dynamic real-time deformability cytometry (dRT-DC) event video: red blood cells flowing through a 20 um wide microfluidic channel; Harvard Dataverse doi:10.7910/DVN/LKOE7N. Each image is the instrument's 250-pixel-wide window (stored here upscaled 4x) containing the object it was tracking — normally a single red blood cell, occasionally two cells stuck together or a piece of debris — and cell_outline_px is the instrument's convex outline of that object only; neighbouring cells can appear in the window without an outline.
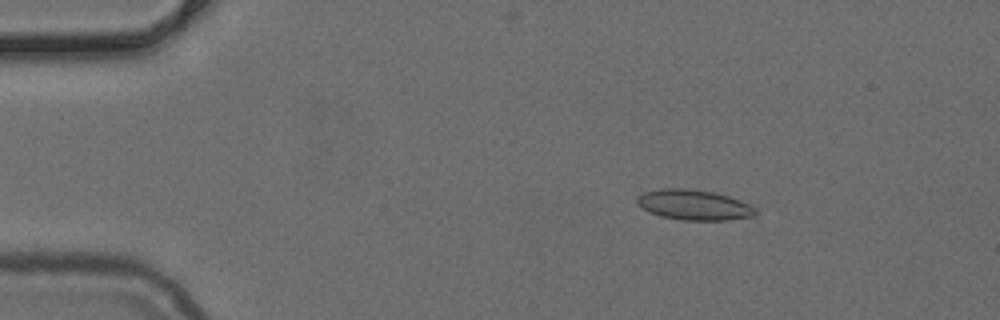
{"species": "common noctule bat (a hibernating species)", "species_latin": "Nyctalus noctula", "temperature_condition": "cold", "stored_images_in_passage": 21, "camera_frame_rate_fps": 3000, "um_per_image_px": 0.085, "animal": {"sex": "female", "body_mass_g": 24.6, "forearm_length_mm": 56.2}, "frame": {"image": 1, "passage_image": 2, "time_ms": 0.333, "image_size_px": [1000, 320], "cell_outline_px": [[756, 216], [728, 220], [680, 220], [660, 216], [648, 212], [640, 208], [636, 204], [636, 196], [644, 192], [660, 188], [684, 188], [712, 192], [728, 196], [740, 200], [756, 208]], "centroid_in_image_um": [58.93, 17.42], "position_along_channel_um": 26.1, "area_um2": 21.15}}
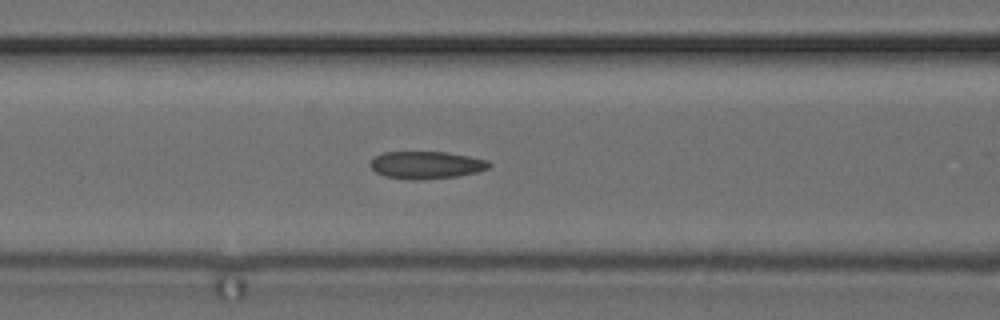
{"frame": {"image": 2, "passage_image": 15, "time_ms": 4.667, "image_size_px": [1000, 320], "cell_outline_px": [[492, 164], [488, 168], [476, 172], [456, 176], [420, 180], [412, 180], [384, 176], [376, 172], [368, 164], [376, 156], [384, 152], [448, 152], [488, 160]], "centroid_in_image_um": [36.23, 14.02], "position_along_channel_um": 130.4, "area_um2": 18.96}}
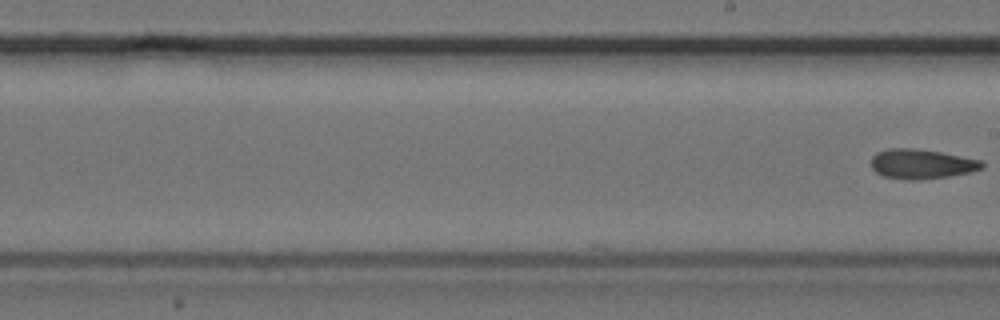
{"frame": {"image": 3, "passage_image": 21, "time_ms": 6.667, "image_size_px": [1000, 320], "cell_outline_px": [[984, 168], [972, 172], [948, 176], [920, 180], [904, 180], [884, 176], [876, 172], [872, 168], [872, 156], [876, 152], [888, 148], [916, 148], [940, 152], [984, 160]], "centroid_in_image_um": [78.36, 13.93], "position_along_channel_um": 210.6, "area_um2": 19.42}}